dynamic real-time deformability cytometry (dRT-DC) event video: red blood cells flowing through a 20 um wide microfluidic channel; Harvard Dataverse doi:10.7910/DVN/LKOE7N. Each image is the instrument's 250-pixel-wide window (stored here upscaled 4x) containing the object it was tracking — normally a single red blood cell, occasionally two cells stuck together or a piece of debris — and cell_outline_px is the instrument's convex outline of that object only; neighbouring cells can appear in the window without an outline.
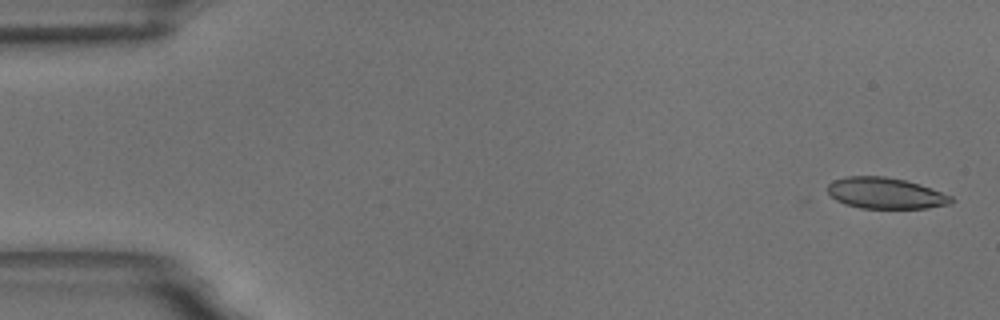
{"species": "common noctule bat (a hibernating species)", "species_latin": "Nyctalus noctula", "temperature_condition": "room temperature", "stored_images_in_passage": 56, "camera_frame_rate_fps": 3000, "um_per_image_px": 0.085, "animal": {"sex": "male", "body_mass_g": 18.8}, "frame": {"image": 1, "passage_image": 2, "time_ms": 0.333, "image_size_px": [1000, 320], "cell_outline_px": [[956, 200], [948, 204], [928, 208], [860, 208], [844, 204], [836, 200], [828, 192], [828, 184], [832, 180], [848, 176], [884, 176], [904, 180], [952, 196]], "centroid_in_image_um": [75.23, 16.43], "position_along_channel_um": 9.8, "area_um2": 22.2}}
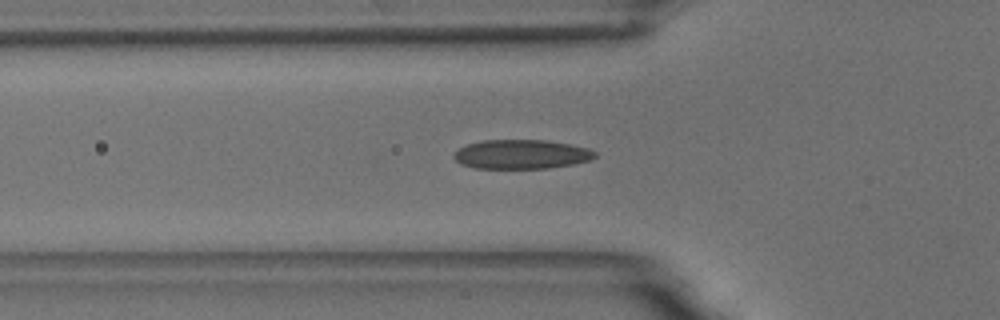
{"frame": {"image": 2, "passage_image": 19, "time_ms": 6.0, "image_size_px": [1000, 320], "cell_outline_px": [[596, 156], [588, 160], [572, 164], [548, 168], [476, 168], [460, 164], [452, 156], [460, 148], [468, 144], [484, 140], [544, 140], [568, 144], [588, 148], [596, 152]], "centroid_in_image_um": [44.3, 13.11], "position_along_channel_um": 81.5, "area_um2": 23.76}}
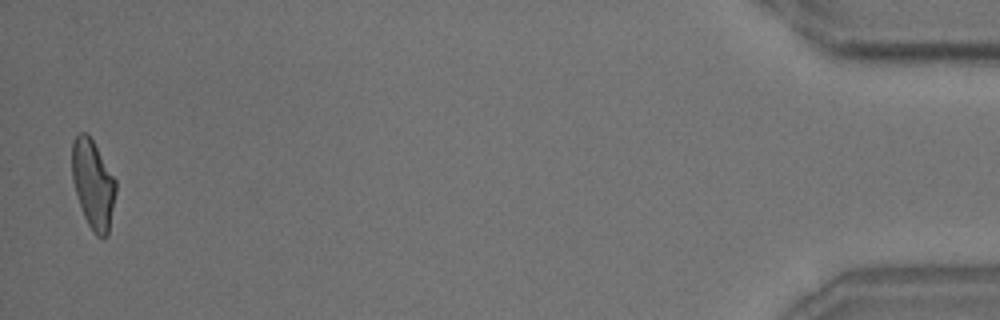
{"frame": {"image": 3, "passage_image": 55, "time_ms": 18.0, "image_size_px": [1000, 320], "cell_outline_px": [[116, 192], [108, 236], [104, 240], [96, 236], [92, 232], [84, 216], [72, 180], [72, 140], [80, 132], [84, 132], [92, 140], [116, 180]], "centroid_in_image_um": [7.92, 15.71], "position_along_channel_um": 427.3, "area_um2": 22.6}, "authors_computed_cell_mechanics": {"area_um2": 23.4379, "velocity_mm_per_s": 3.6229, "shape_relaxation_time_tau1_ms": 10.9897, "shape_relaxation_time_tau2_ms": 1.5735, "deformation_change_tau1": 0.2396, "deformation_change_tau2": 0.0848}}